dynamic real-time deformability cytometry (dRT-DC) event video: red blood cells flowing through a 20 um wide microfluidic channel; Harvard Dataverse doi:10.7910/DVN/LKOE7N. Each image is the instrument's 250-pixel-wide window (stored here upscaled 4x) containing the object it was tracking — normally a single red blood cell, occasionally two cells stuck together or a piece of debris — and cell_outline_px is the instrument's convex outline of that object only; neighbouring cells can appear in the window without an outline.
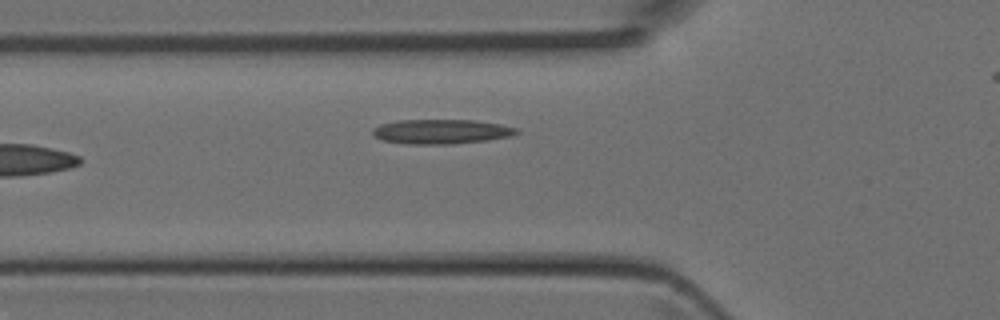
{"species": "Egyptian fruit bat (a non-hibernating species)", "species_latin": "Rousettus aegyptiacus", "temperature_condition": "room temperature", "stored_images_in_passage": 6, "segment_of_instrument_passage": [1, 2], "camera_frame_rate_fps": 3000, "um_per_image_px": 0.085, "animal": {"sex": "female"}, "frame": {"image": 1, "passage_image": 5, "time_ms": 1.333, "image_size_px": [1000, 320], "cell_outline_px": [[520, 132], [512, 136], [488, 140], [452, 144], [412, 144], [384, 140], [376, 136], [372, 132], [372, 128], [380, 124], [400, 120], [472, 120], [500, 124], [520, 128]], "centroid_in_image_um": [37.57, 11.18], "position_along_channel_um": 88.2, "area_um2": 20.58}}